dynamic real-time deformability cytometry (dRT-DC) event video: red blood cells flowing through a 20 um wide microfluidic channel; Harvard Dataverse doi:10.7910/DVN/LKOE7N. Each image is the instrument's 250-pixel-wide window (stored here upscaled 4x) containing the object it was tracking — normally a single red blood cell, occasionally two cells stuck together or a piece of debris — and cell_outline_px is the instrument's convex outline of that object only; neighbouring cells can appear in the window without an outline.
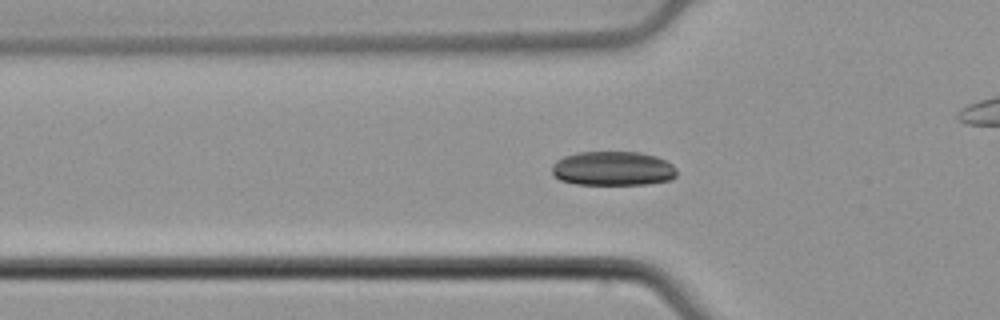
{"species": "common noctule bat (a hibernating species)", "species_latin": "Nyctalus noctula", "temperature_condition": "cold", "stored_images_in_passage": 40, "camera_frame_rate_fps": 3000, "um_per_image_px": 0.085, "animal": {"sex": "male", "body_mass_g": 21.5, "forearm_length_mm": 52.0}, "frame": {"image": 1, "passage_image": 14, "time_ms": 4.333, "image_size_px": [1000, 320], "cell_outline_px": [[676, 176], [672, 180], [648, 184], [576, 184], [560, 180], [552, 172], [552, 164], [556, 160], [564, 156], [576, 152], [640, 152], [656, 156], [672, 164], [676, 168]], "centroid_in_image_um": [52.1, 14.32], "position_along_channel_um": 73.7, "area_um2": 25.09}}
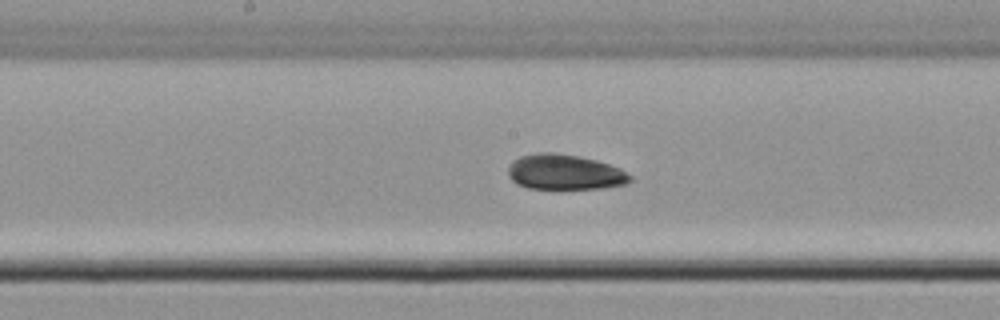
{"frame": {"image": 2, "passage_image": 24, "time_ms": 7.667, "image_size_px": [1000, 320], "cell_outline_px": [[632, 180], [628, 184], [604, 188], [528, 188], [516, 184], [508, 176], [508, 164], [512, 160], [520, 156], [536, 152], [552, 152], [580, 156], [596, 160], [620, 168], [632, 176]], "centroid_in_image_um": [47.99, 14.62], "position_along_channel_um": 200.2, "area_um2": 25.32}}
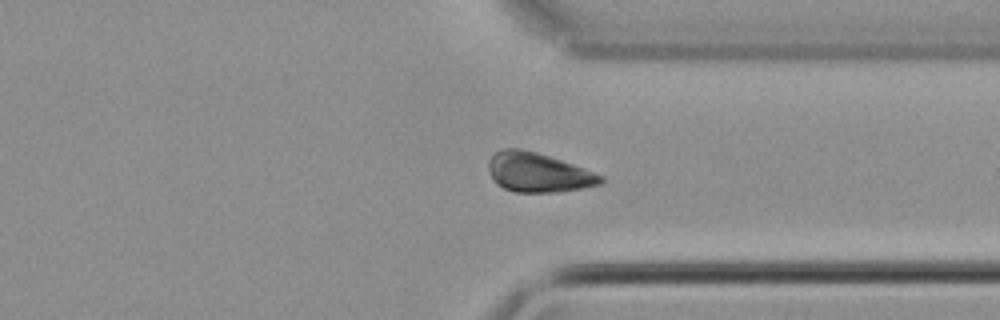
{"frame": {"image": 3, "passage_image": 37, "time_ms": 12.0, "image_size_px": [1000, 320], "cell_outline_px": [[604, 184], [556, 192], [516, 192], [504, 188], [496, 184], [492, 180], [488, 172], [488, 160], [500, 148], [520, 148], [536, 152], [584, 168], [604, 176]], "centroid_in_image_um": [45.71, 14.66], "position_along_channel_um": 365.7, "area_um2": 25.84}}